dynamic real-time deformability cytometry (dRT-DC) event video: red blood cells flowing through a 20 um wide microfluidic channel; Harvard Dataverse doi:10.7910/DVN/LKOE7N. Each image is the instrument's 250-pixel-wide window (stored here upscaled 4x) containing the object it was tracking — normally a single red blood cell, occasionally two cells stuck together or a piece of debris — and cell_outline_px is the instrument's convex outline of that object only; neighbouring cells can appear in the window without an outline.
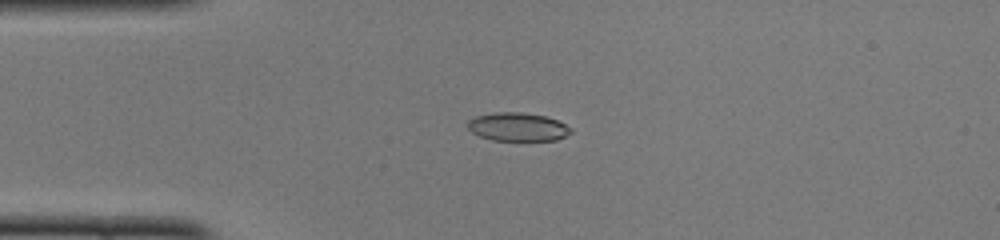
{"species": "common noctule bat (a hibernating species)", "species_latin": "Nyctalus noctula", "temperature_condition": "cold", "stored_images_in_passage": 48, "camera_frame_rate_fps": 3000, "um_per_image_px": 0.085, "animal": {"sex": "female", "body_mass_g": 22.0, "forearm_length_mm": 56.7}, "frame": {"image": 1, "passage_image": 11, "time_ms": 3.333, "image_size_px": [1000, 240], "cell_outline_px": [[572, 132], [556, 140], [492, 140], [480, 136], [472, 132], [464, 124], [468, 120], [476, 116], [496, 112], [520, 112], [544, 116], [556, 120], [572, 128]], "centroid_in_image_um": [43.96, 10.78], "position_along_channel_um": 41.0, "area_um2": 16.99}}
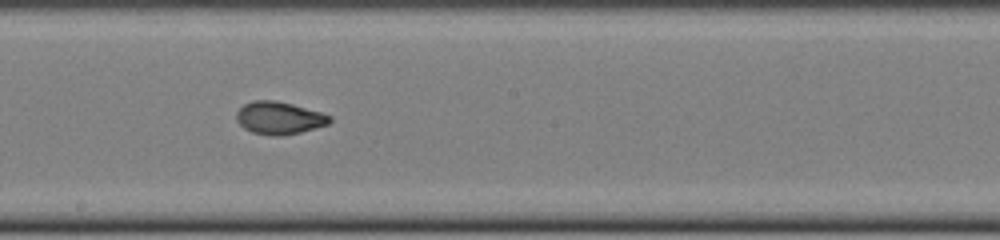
{"frame": {"image": 2, "passage_image": 26, "time_ms": 8.333, "image_size_px": [1000, 240], "cell_outline_px": [[332, 120], [328, 124], [300, 132], [280, 136], [272, 136], [252, 132], [244, 128], [236, 120], [236, 112], [244, 104], [252, 100], [276, 100], [292, 104], [320, 112], [332, 116]], "centroid_in_image_um": [23.71, 10.02], "position_along_channel_um": 224.5, "area_um2": 17.69}}
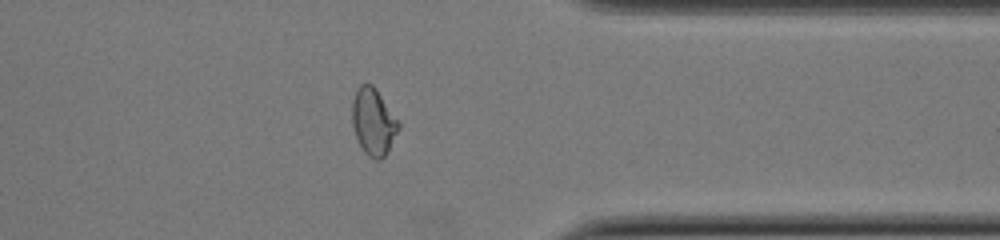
{"frame": {"image": 3, "passage_image": 38, "time_ms": 12.333, "image_size_px": [1000, 240], "cell_outline_px": [[400, 128], [384, 156], [380, 160], [376, 160], [368, 156], [364, 152], [356, 136], [352, 124], [352, 100], [360, 84], [372, 84], [376, 88], [400, 120]], "centroid_in_image_um": [31.75, 10.33], "position_along_channel_um": 379.6, "area_um2": 18.15}, "authors_computed_cell_mechanics": {"area_um2": 17.3978, "velocity_mm_per_s": 4.1001, "shape_relaxation_time_tau1_ms": null, "shape_relaxation_time_tau2_ms": 0.9641, "deformation_change_tau1": null, "deformation_change_tau2": 0.0593}}